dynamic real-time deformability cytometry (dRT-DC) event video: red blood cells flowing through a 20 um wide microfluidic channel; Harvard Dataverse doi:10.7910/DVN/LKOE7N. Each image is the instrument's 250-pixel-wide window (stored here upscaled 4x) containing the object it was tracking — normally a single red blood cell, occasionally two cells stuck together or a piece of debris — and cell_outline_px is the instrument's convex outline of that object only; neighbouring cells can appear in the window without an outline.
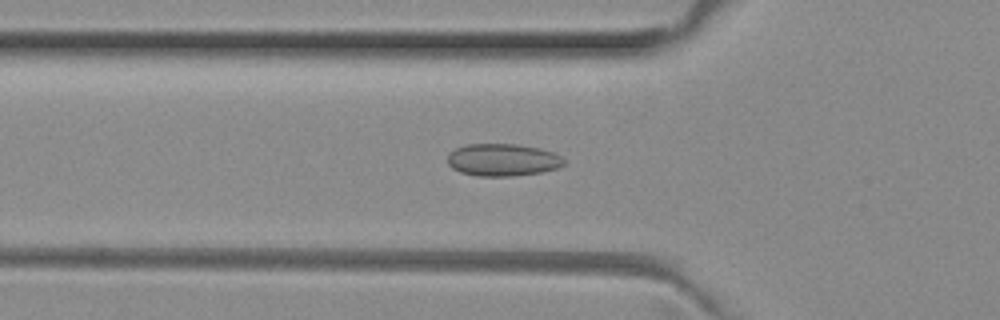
{"species": "common noctule bat (a hibernating species)", "species_latin": "Nyctalus noctula", "temperature_condition": "room temperature", "stored_images_in_passage": 50, "camera_frame_rate_fps": 3000, "um_per_image_px": 0.085, "animal": {"sex": "female", "body_mass_g": 29.2, "forearm_length_mm": 56.3}, "frame": {"image": 1, "passage_image": 16, "time_ms": 5.0, "image_size_px": [1000, 320], "cell_outline_px": [[564, 164], [556, 168], [540, 172], [512, 176], [480, 176], [460, 172], [452, 168], [448, 164], [448, 156], [456, 148], [464, 144], [516, 144], [540, 148], [552, 152], [560, 156], [564, 160]], "centroid_in_image_um": [42.71, 13.58], "position_along_channel_um": 83.1, "area_um2": 21.79}}
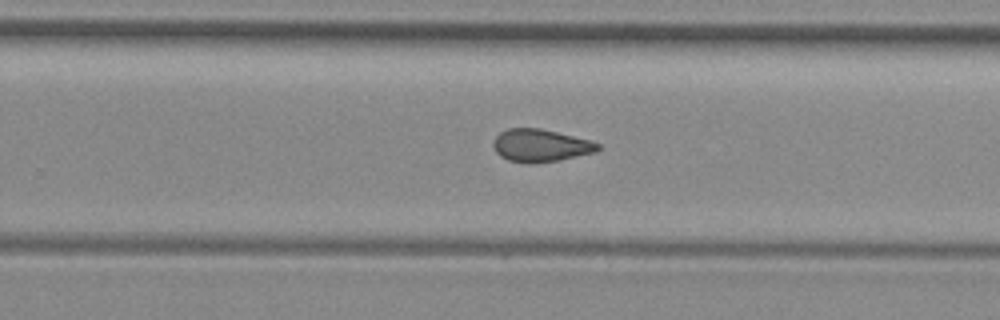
{"frame": {"image": 2, "passage_image": 31, "time_ms": 10.0, "image_size_px": [1000, 320], "cell_outline_px": [[600, 148], [596, 152], [560, 160], [536, 164], [528, 164], [508, 160], [500, 156], [496, 152], [492, 144], [496, 136], [500, 132], [508, 128], [540, 128], [588, 140], [600, 144]], "centroid_in_image_um": [45.92, 12.38], "position_along_channel_um": 283.9, "area_um2": 19.94}}
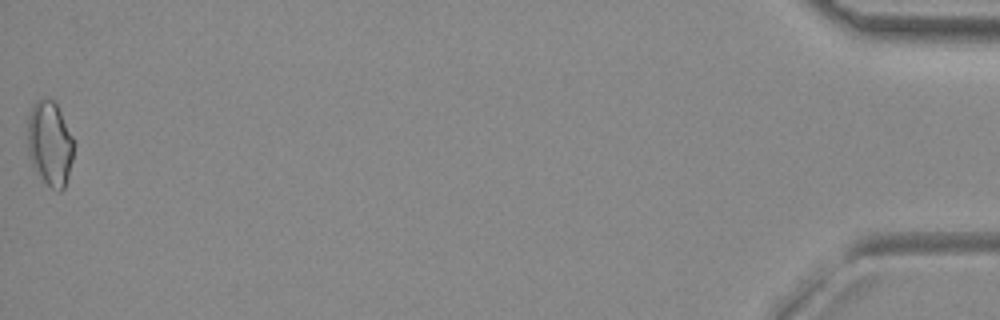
{"frame": {"image": 3, "passage_image": 50, "time_ms": 16.333, "image_size_px": [1000, 320], "cell_outline_px": [[72, 160], [68, 176], [64, 188], [60, 192], [52, 188], [36, 172], [28, 156], [28, 116], [32, 104], [36, 100], [44, 96], [56, 100], [72, 136]], "centroid_in_image_um": [4.22, 12.13], "position_along_channel_um": 431.0, "area_um2": 22.95}, "authors_computed_cell_mechanics": {"area_um2": 20.4034, "velocity_mm_per_s": 4.0161, "shape_relaxation_time_tau1_ms": null, "shape_relaxation_time_tau2_ms": 1.6588, "deformation_change_tau1": null, "deformation_change_tau2": 0.0679}}